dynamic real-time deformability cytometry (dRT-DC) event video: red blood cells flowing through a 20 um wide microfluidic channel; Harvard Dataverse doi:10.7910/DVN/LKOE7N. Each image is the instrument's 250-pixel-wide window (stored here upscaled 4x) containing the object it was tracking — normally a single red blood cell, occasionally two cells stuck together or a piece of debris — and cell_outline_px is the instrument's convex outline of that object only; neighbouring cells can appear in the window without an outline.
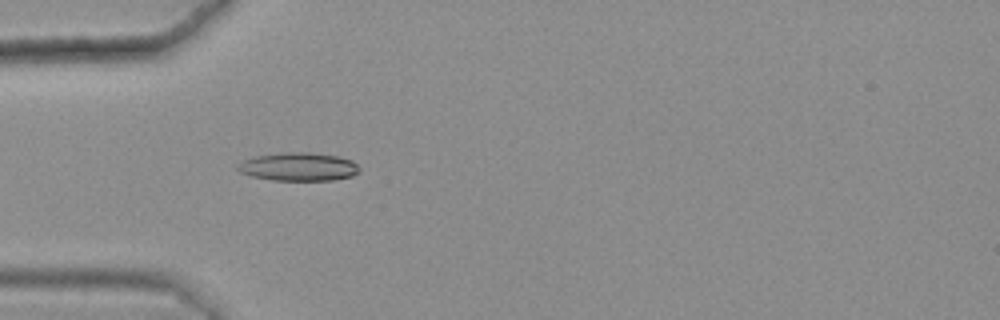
{"species": "common noctule bat (a hibernating species)", "species_latin": "Nyctalus noctula", "temperature_condition": "warm", "stored_images_in_passage": 38, "camera_frame_rate_fps": 3000, "um_per_image_px": 0.085, "animal": {"sex": "female", "body_mass_g": 25.1}, "frame": {"image": 1, "passage_image": 7, "time_ms": 2.0, "image_size_px": [1000, 320], "cell_outline_px": [[360, 172], [352, 176], [332, 180], [272, 180], [252, 176], [240, 172], [236, 168], [236, 164], [244, 160], [256, 156], [280, 152], [308, 152], [336, 156], [352, 160], [360, 168]], "centroid_in_image_um": [25.37, 14.17], "position_along_channel_um": 59.6, "area_um2": 20.11}}
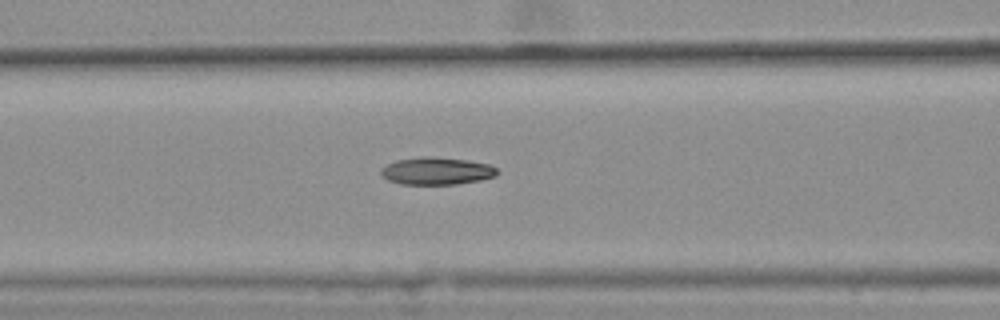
{"frame": {"image": 2, "passage_image": 13, "time_ms": 4.0, "image_size_px": [1000, 320], "cell_outline_px": [[500, 172], [496, 176], [480, 180], [456, 184], [400, 184], [388, 180], [380, 176], [380, 168], [396, 160], [424, 156], [432, 156], [468, 160], [488, 164], [496, 168]], "centroid_in_image_um": [37.1, 14.53], "position_along_channel_um": 129.5, "area_um2": 18.73}}
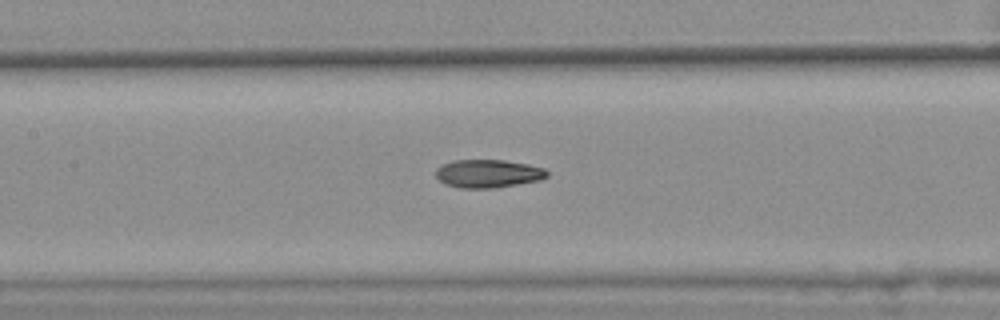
{"frame": {"image": 3, "passage_image": 16, "time_ms": 5.0, "image_size_px": [1000, 320], "cell_outline_px": [[548, 176], [540, 180], [492, 188], [460, 188], [444, 184], [436, 176], [436, 168], [444, 164], [456, 160], [504, 160], [528, 164], [544, 168], [548, 172]], "centroid_in_image_um": [41.49, 14.75], "position_along_channel_um": 165.9, "area_um2": 18.15}, "authors_computed_cell_mechanics": {"area_um2": 18.2648, "velocity_mm_per_s": 3.6522, "shape_relaxation_time_tau1_ms": null, "shape_relaxation_time_tau2_ms": 3.4568, "deformation_change_tau1": null, "deformation_change_tau2": 0.1099}}